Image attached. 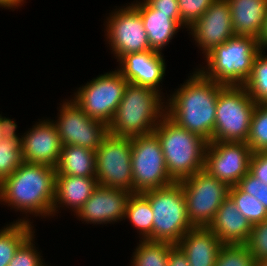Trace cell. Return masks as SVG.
Wrapping results in <instances>:
<instances>
[{"label": "cell", "instance_id": "obj_26", "mask_svg": "<svg viewBox=\"0 0 267 266\" xmlns=\"http://www.w3.org/2000/svg\"><path fill=\"white\" fill-rule=\"evenodd\" d=\"M33 227L13 221L0 229V266H8L18 247L35 232Z\"/></svg>", "mask_w": 267, "mask_h": 266}, {"label": "cell", "instance_id": "obj_7", "mask_svg": "<svg viewBox=\"0 0 267 266\" xmlns=\"http://www.w3.org/2000/svg\"><path fill=\"white\" fill-rule=\"evenodd\" d=\"M256 102L244 86L225 85L218 94L213 138L246 142Z\"/></svg>", "mask_w": 267, "mask_h": 266}, {"label": "cell", "instance_id": "obj_30", "mask_svg": "<svg viewBox=\"0 0 267 266\" xmlns=\"http://www.w3.org/2000/svg\"><path fill=\"white\" fill-rule=\"evenodd\" d=\"M246 143L252 152H267V103H256Z\"/></svg>", "mask_w": 267, "mask_h": 266}, {"label": "cell", "instance_id": "obj_19", "mask_svg": "<svg viewBox=\"0 0 267 266\" xmlns=\"http://www.w3.org/2000/svg\"><path fill=\"white\" fill-rule=\"evenodd\" d=\"M208 228L223 245H233L247 243L252 225L228 196L218 208Z\"/></svg>", "mask_w": 267, "mask_h": 266}, {"label": "cell", "instance_id": "obj_42", "mask_svg": "<svg viewBox=\"0 0 267 266\" xmlns=\"http://www.w3.org/2000/svg\"><path fill=\"white\" fill-rule=\"evenodd\" d=\"M258 41L261 48L267 50V15Z\"/></svg>", "mask_w": 267, "mask_h": 266}, {"label": "cell", "instance_id": "obj_11", "mask_svg": "<svg viewBox=\"0 0 267 266\" xmlns=\"http://www.w3.org/2000/svg\"><path fill=\"white\" fill-rule=\"evenodd\" d=\"M131 137L108 134L96 149V179L99 186L133 193Z\"/></svg>", "mask_w": 267, "mask_h": 266}, {"label": "cell", "instance_id": "obj_2", "mask_svg": "<svg viewBox=\"0 0 267 266\" xmlns=\"http://www.w3.org/2000/svg\"><path fill=\"white\" fill-rule=\"evenodd\" d=\"M56 169L23 162L0 183V203L26 214L16 222L32 224L29 215L53 217ZM28 215V216H27ZM26 216V217H25Z\"/></svg>", "mask_w": 267, "mask_h": 266}, {"label": "cell", "instance_id": "obj_25", "mask_svg": "<svg viewBox=\"0 0 267 266\" xmlns=\"http://www.w3.org/2000/svg\"><path fill=\"white\" fill-rule=\"evenodd\" d=\"M139 232L140 239L153 241V211L149 200L142 193H131L125 209V217Z\"/></svg>", "mask_w": 267, "mask_h": 266}, {"label": "cell", "instance_id": "obj_10", "mask_svg": "<svg viewBox=\"0 0 267 266\" xmlns=\"http://www.w3.org/2000/svg\"><path fill=\"white\" fill-rule=\"evenodd\" d=\"M133 193L162 188L171 179L158 137L152 133L131 137Z\"/></svg>", "mask_w": 267, "mask_h": 266}, {"label": "cell", "instance_id": "obj_41", "mask_svg": "<svg viewBox=\"0 0 267 266\" xmlns=\"http://www.w3.org/2000/svg\"><path fill=\"white\" fill-rule=\"evenodd\" d=\"M25 2V0H0V7L11 10L19 9L18 7L22 6Z\"/></svg>", "mask_w": 267, "mask_h": 266}, {"label": "cell", "instance_id": "obj_27", "mask_svg": "<svg viewBox=\"0 0 267 266\" xmlns=\"http://www.w3.org/2000/svg\"><path fill=\"white\" fill-rule=\"evenodd\" d=\"M130 266H167L168 254L175 245L164 241L140 239Z\"/></svg>", "mask_w": 267, "mask_h": 266}, {"label": "cell", "instance_id": "obj_21", "mask_svg": "<svg viewBox=\"0 0 267 266\" xmlns=\"http://www.w3.org/2000/svg\"><path fill=\"white\" fill-rule=\"evenodd\" d=\"M98 186L96 178L56 175L53 217L60 207L76 214Z\"/></svg>", "mask_w": 267, "mask_h": 266}, {"label": "cell", "instance_id": "obj_36", "mask_svg": "<svg viewBox=\"0 0 267 266\" xmlns=\"http://www.w3.org/2000/svg\"><path fill=\"white\" fill-rule=\"evenodd\" d=\"M245 193L259 200L267 210V185L248 172L237 184Z\"/></svg>", "mask_w": 267, "mask_h": 266}, {"label": "cell", "instance_id": "obj_31", "mask_svg": "<svg viewBox=\"0 0 267 266\" xmlns=\"http://www.w3.org/2000/svg\"><path fill=\"white\" fill-rule=\"evenodd\" d=\"M22 163V140L0 139V183Z\"/></svg>", "mask_w": 267, "mask_h": 266}, {"label": "cell", "instance_id": "obj_14", "mask_svg": "<svg viewBox=\"0 0 267 266\" xmlns=\"http://www.w3.org/2000/svg\"><path fill=\"white\" fill-rule=\"evenodd\" d=\"M252 154L246 142H208L204 170L231 187L249 172Z\"/></svg>", "mask_w": 267, "mask_h": 266}, {"label": "cell", "instance_id": "obj_15", "mask_svg": "<svg viewBox=\"0 0 267 266\" xmlns=\"http://www.w3.org/2000/svg\"><path fill=\"white\" fill-rule=\"evenodd\" d=\"M188 30L204 57L215 47L225 43L235 35L227 0H215Z\"/></svg>", "mask_w": 267, "mask_h": 266}, {"label": "cell", "instance_id": "obj_23", "mask_svg": "<svg viewBox=\"0 0 267 266\" xmlns=\"http://www.w3.org/2000/svg\"><path fill=\"white\" fill-rule=\"evenodd\" d=\"M235 35L259 40L267 15V0H227Z\"/></svg>", "mask_w": 267, "mask_h": 266}, {"label": "cell", "instance_id": "obj_18", "mask_svg": "<svg viewBox=\"0 0 267 266\" xmlns=\"http://www.w3.org/2000/svg\"><path fill=\"white\" fill-rule=\"evenodd\" d=\"M117 70L130 83L150 87L162 95L160 83L166 75V63L163 53L148 50L129 53L119 61Z\"/></svg>", "mask_w": 267, "mask_h": 266}, {"label": "cell", "instance_id": "obj_3", "mask_svg": "<svg viewBox=\"0 0 267 266\" xmlns=\"http://www.w3.org/2000/svg\"><path fill=\"white\" fill-rule=\"evenodd\" d=\"M165 100L161 93L150 87L128 82L114 118L108 125V133L117 137L152 134L166 115Z\"/></svg>", "mask_w": 267, "mask_h": 266}, {"label": "cell", "instance_id": "obj_17", "mask_svg": "<svg viewBox=\"0 0 267 266\" xmlns=\"http://www.w3.org/2000/svg\"><path fill=\"white\" fill-rule=\"evenodd\" d=\"M129 191L98 186L89 199L74 214L85 224H113L123 221Z\"/></svg>", "mask_w": 267, "mask_h": 266}, {"label": "cell", "instance_id": "obj_35", "mask_svg": "<svg viewBox=\"0 0 267 266\" xmlns=\"http://www.w3.org/2000/svg\"><path fill=\"white\" fill-rule=\"evenodd\" d=\"M215 0H178L181 22L189 28Z\"/></svg>", "mask_w": 267, "mask_h": 266}, {"label": "cell", "instance_id": "obj_20", "mask_svg": "<svg viewBox=\"0 0 267 266\" xmlns=\"http://www.w3.org/2000/svg\"><path fill=\"white\" fill-rule=\"evenodd\" d=\"M190 266H214L222 243L208 227L190 229L177 243Z\"/></svg>", "mask_w": 267, "mask_h": 266}, {"label": "cell", "instance_id": "obj_32", "mask_svg": "<svg viewBox=\"0 0 267 266\" xmlns=\"http://www.w3.org/2000/svg\"><path fill=\"white\" fill-rule=\"evenodd\" d=\"M214 266H256L246 244L222 245Z\"/></svg>", "mask_w": 267, "mask_h": 266}, {"label": "cell", "instance_id": "obj_28", "mask_svg": "<svg viewBox=\"0 0 267 266\" xmlns=\"http://www.w3.org/2000/svg\"><path fill=\"white\" fill-rule=\"evenodd\" d=\"M261 49L256 55L248 80L244 87L256 103H267V55Z\"/></svg>", "mask_w": 267, "mask_h": 266}, {"label": "cell", "instance_id": "obj_38", "mask_svg": "<svg viewBox=\"0 0 267 266\" xmlns=\"http://www.w3.org/2000/svg\"><path fill=\"white\" fill-rule=\"evenodd\" d=\"M249 172L267 185V152H253Z\"/></svg>", "mask_w": 267, "mask_h": 266}, {"label": "cell", "instance_id": "obj_8", "mask_svg": "<svg viewBox=\"0 0 267 266\" xmlns=\"http://www.w3.org/2000/svg\"><path fill=\"white\" fill-rule=\"evenodd\" d=\"M127 84L128 81L115 69L100 74L77 88L71 99L88 117L108 126L114 118Z\"/></svg>", "mask_w": 267, "mask_h": 266}, {"label": "cell", "instance_id": "obj_39", "mask_svg": "<svg viewBox=\"0 0 267 266\" xmlns=\"http://www.w3.org/2000/svg\"><path fill=\"white\" fill-rule=\"evenodd\" d=\"M16 121L0 114V131L1 139L5 140H22L23 135H18ZM20 136V137H19Z\"/></svg>", "mask_w": 267, "mask_h": 266}, {"label": "cell", "instance_id": "obj_22", "mask_svg": "<svg viewBox=\"0 0 267 266\" xmlns=\"http://www.w3.org/2000/svg\"><path fill=\"white\" fill-rule=\"evenodd\" d=\"M131 5L140 13L147 32L150 49L162 53L181 27L169 14L159 13L145 0H136Z\"/></svg>", "mask_w": 267, "mask_h": 266}, {"label": "cell", "instance_id": "obj_12", "mask_svg": "<svg viewBox=\"0 0 267 266\" xmlns=\"http://www.w3.org/2000/svg\"><path fill=\"white\" fill-rule=\"evenodd\" d=\"M127 5L114 9L105 19V39L116 62L126 54L151 50L140 13Z\"/></svg>", "mask_w": 267, "mask_h": 266}, {"label": "cell", "instance_id": "obj_16", "mask_svg": "<svg viewBox=\"0 0 267 266\" xmlns=\"http://www.w3.org/2000/svg\"><path fill=\"white\" fill-rule=\"evenodd\" d=\"M24 132L22 137L23 162L56 168L62 143L54 122L47 118Z\"/></svg>", "mask_w": 267, "mask_h": 266}, {"label": "cell", "instance_id": "obj_24", "mask_svg": "<svg viewBox=\"0 0 267 266\" xmlns=\"http://www.w3.org/2000/svg\"><path fill=\"white\" fill-rule=\"evenodd\" d=\"M55 169L56 175L96 178V151L64 145Z\"/></svg>", "mask_w": 267, "mask_h": 266}, {"label": "cell", "instance_id": "obj_6", "mask_svg": "<svg viewBox=\"0 0 267 266\" xmlns=\"http://www.w3.org/2000/svg\"><path fill=\"white\" fill-rule=\"evenodd\" d=\"M153 211V241L177 244L194 226L191 224L183 188L179 182L142 192Z\"/></svg>", "mask_w": 267, "mask_h": 266}, {"label": "cell", "instance_id": "obj_1", "mask_svg": "<svg viewBox=\"0 0 267 266\" xmlns=\"http://www.w3.org/2000/svg\"><path fill=\"white\" fill-rule=\"evenodd\" d=\"M225 85L206 78L198 69L167 96L166 115L179 127L211 142L219 91Z\"/></svg>", "mask_w": 267, "mask_h": 266}, {"label": "cell", "instance_id": "obj_4", "mask_svg": "<svg viewBox=\"0 0 267 266\" xmlns=\"http://www.w3.org/2000/svg\"><path fill=\"white\" fill-rule=\"evenodd\" d=\"M153 133L161 144L171 179L180 182L204 169L208 142L201 136L179 127L165 115Z\"/></svg>", "mask_w": 267, "mask_h": 266}, {"label": "cell", "instance_id": "obj_37", "mask_svg": "<svg viewBox=\"0 0 267 266\" xmlns=\"http://www.w3.org/2000/svg\"><path fill=\"white\" fill-rule=\"evenodd\" d=\"M152 8L159 13L169 14L181 27L186 26L181 22L178 0H145Z\"/></svg>", "mask_w": 267, "mask_h": 266}, {"label": "cell", "instance_id": "obj_5", "mask_svg": "<svg viewBox=\"0 0 267 266\" xmlns=\"http://www.w3.org/2000/svg\"><path fill=\"white\" fill-rule=\"evenodd\" d=\"M258 39L233 35L204 58L207 65L198 70L208 79L228 86H243L248 80L254 59L261 50Z\"/></svg>", "mask_w": 267, "mask_h": 266}, {"label": "cell", "instance_id": "obj_43", "mask_svg": "<svg viewBox=\"0 0 267 266\" xmlns=\"http://www.w3.org/2000/svg\"><path fill=\"white\" fill-rule=\"evenodd\" d=\"M256 266H267V259L257 261Z\"/></svg>", "mask_w": 267, "mask_h": 266}, {"label": "cell", "instance_id": "obj_13", "mask_svg": "<svg viewBox=\"0 0 267 266\" xmlns=\"http://www.w3.org/2000/svg\"><path fill=\"white\" fill-rule=\"evenodd\" d=\"M65 100L57 108V120H52L57 127L62 146L75 145L96 151L109 134L108 126L88 117L72 99Z\"/></svg>", "mask_w": 267, "mask_h": 266}, {"label": "cell", "instance_id": "obj_40", "mask_svg": "<svg viewBox=\"0 0 267 266\" xmlns=\"http://www.w3.org/2000/svg\"><path fill=\"white\" fill-rule=\"evenodd\" d=\"M167 266H190L185 253L177 244L170 249Z\"/></svg>", "mask_w": 267, "mask_h": 266}, {"label": "cell", "instance_id": "obj_34", "mask_svg": "<svg viewBox=\"0 0 267 266\" xmlns=\"http://www.w3.org/2000/svg\"><path fill=\"white\" fill-rule=\"evenodd\" d=\"M246 246L256 262L267 259V219L252 226Z\"/></svg>", "mask_w": 267, "mask_h": 266}, {"label": "cell", "instance_id": "obj_33", "mask_svg": "<svg viewBox=\"0 0 267 266\" xmlns=\"http://www.w3.org/2000/svg\"><path fill=\"white\" fill-rule=\"evenodd\" d=\"M34 234L35 232L18 247L8 266H39L44 261L34 244Z\"/></svg>", "mask_w": 267, "mask_h": 266}, {"label": "cell", "instance_id": "obj_44", "mask_svg": "<svg viewBox=\"0 0 267 266\" xmlns=\"http://www.w3.org/2000/svg\"><path fill=\"white\" fill-rule=\"evenodd\" d=\"M39 266H47L45 262H42Z\"/></svg>", "mask_w": 267, "mask_h": 266}, {"label": "cell", "instance_id": "obj_29", "mask_svg": "<svg viewBox=\"0 0 267 266\" xmlns=\"http://www.w3.org/2000/svg\"><path fill=\"white\" fill-rule=\"evenodd\" d=\"M228 196L252 226L267 219V210L262 203L250 194L243 192L237 185L229 188Z\"/></svg>", "mask_w": 267, "mask_h": 266}, {"label": "cell", "instance_id": "obj_9", "mask_svg": "<svg viewBox=\"0 0 267 266\" xmlns=\"http://www.w3.org/2000/svg\"><path fill=\"white\" fill-rule=\"evenodd\" d=\"M179 183L183 188L191 224L194 227H208L218 208L228 197L230 187L204 169Z\"/></svg>", "mask_w": 267, "mask_h": 266}]
</instances>
